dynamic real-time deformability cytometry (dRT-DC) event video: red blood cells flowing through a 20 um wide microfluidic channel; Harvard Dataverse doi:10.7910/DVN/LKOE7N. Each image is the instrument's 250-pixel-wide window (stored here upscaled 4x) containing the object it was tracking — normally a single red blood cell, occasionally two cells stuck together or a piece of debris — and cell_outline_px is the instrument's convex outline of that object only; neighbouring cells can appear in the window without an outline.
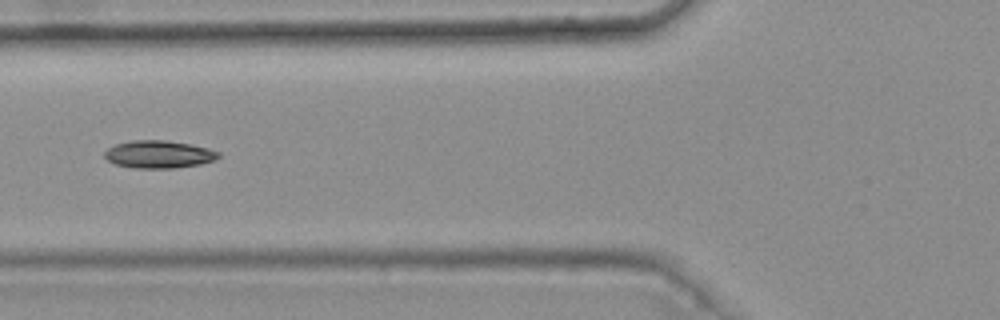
{"species": "common noctule bat (a hibernating species)", "species_latin": "Nyctalus noctula", "temperature_condition": "warm", "stored_images_in_passage": 5, "camera_frame_rate_fps": 3000, "um_per_image_px": 0.085, "animal": {"sex": "female", "body_mass_g": 25.1}, "frame": {"image": 1, "passage_image": 5, "time_ms": 1.333, "image_size_px": [1000, 320], "cell_outline_px": [[220, 156], [216, 160], [200, 164], [176, 168], [136, 168], [116, 164], [108, 160], [104, 156], [104, 152], [108, 148], [116, 144], [132, 140], [164, 140], [188, 144], [208, 148], [220, 152]], "centroid_in_image_um": [13.52, 13.12], "position_along_channel_um": 112.3, "area_um2": 18.26}}